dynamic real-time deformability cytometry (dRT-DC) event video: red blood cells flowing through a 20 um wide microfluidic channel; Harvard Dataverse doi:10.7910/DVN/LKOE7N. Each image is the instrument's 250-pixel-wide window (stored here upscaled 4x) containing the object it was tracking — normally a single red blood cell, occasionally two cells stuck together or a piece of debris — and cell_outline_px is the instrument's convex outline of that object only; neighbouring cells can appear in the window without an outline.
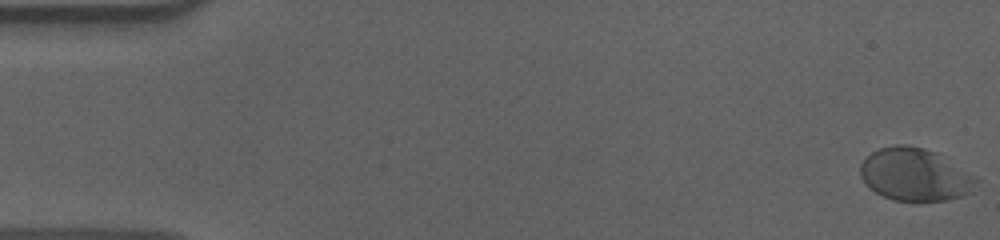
{"species": "human", "species_latin": "Homo sapiens", "temperature_condition": "cold", "stored_images_in_passage": 57, "camera_frame_rate_fps": 3000, "um_per_image_px": 0.085, "donor": {"sex": "male"}, "frame": {"image": 1, "passage_image": 1, "time_ms": 0.0, "image_size_px": [1000, 240], "cell_outline_px": [[980, 180], [972, 192], [948, 200], [920, 204], [892, 200], [876, 192], [860, 176], [860, 164], [872, 152], [880, 148], [896, 144], [908, 144], [924, 148], [936, 152], [976, 176]], "centroid_in_image_um": [77.82, 14.88], "position_along_channel_um": 7.2, "area_um2": 36.24}}
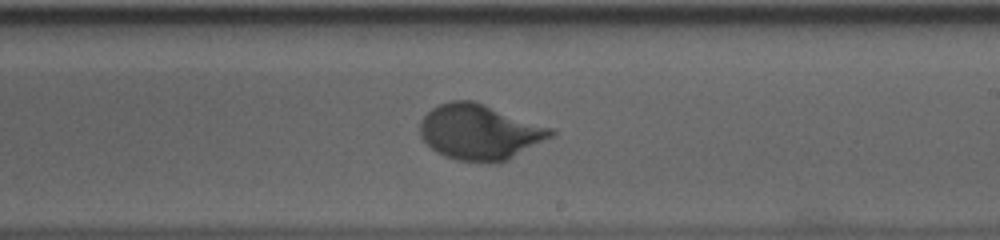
{"frame": {"image": 2, "passage_image": 34, "time_ms": 11.0, "image_size_px": [1000, 240], "cell_outline_px": [[556, 132], [552, 136], [508, 160], [496, 164], [488, 164], [456, 160], [444, 156], [436, 152], [420, 136], [420, 120], [432, 108], [440, 104], [452, 100], [472, 100], [484, 104], [552, 128]], "centroid_in_image_um": [40.76, 11.25], "position_along_channel_um": 248.2, "area_um2": 42.25}}
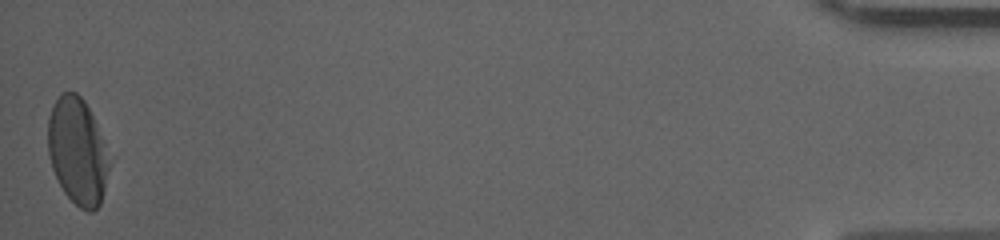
{"frame": {"image": 3, "passage_image": 57, "time_ms": 18.667, "image_size_px": [1000, 240], "cell_outline_px": [[108, 168], [104, 188], [100, 204], [92, 212], [88, 212], [80, 208], [64, 192], [52, 168], [48, 152], [48, 116], [52, 104], [60, 92], [76, 92], [84, 100], [92, 116], [108, 164]], "centroid_in_image_um": [6.51, 12.84], "position_along_channel_um": 428.7, "area_um2": 36.99}, "authors_computed_cell_mechanics": {"area_um2": 37.8012, "velocity_mm_per_s": 3.5759, "shape_relaxation_time_tau1_ms": 3.2163, "shape_relaxation_time_tau2_ms": null, "deformation_change_tau1": 0.1412, "deformation_change_tau2": null}}